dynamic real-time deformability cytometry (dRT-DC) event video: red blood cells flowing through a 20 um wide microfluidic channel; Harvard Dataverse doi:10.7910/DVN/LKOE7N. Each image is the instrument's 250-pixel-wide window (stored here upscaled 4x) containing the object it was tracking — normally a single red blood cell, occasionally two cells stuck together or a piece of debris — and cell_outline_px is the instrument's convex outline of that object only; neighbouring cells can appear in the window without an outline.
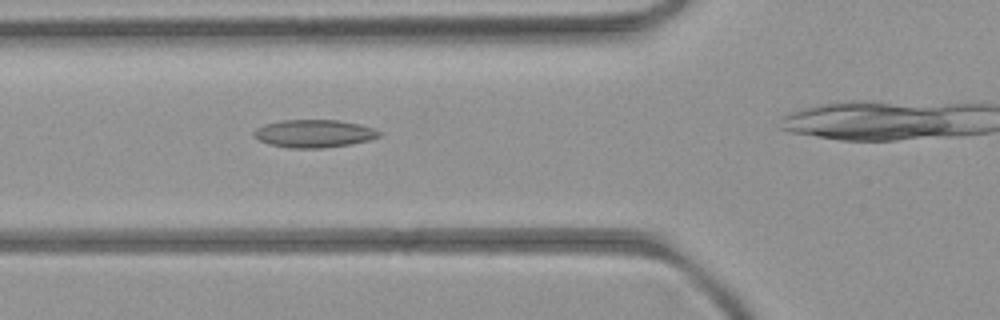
{"species": "common noctule bat (a hibernating species)", "species_latin": "Nyctalus noctula", "temperature_condition": "room temperature", "stored_images_in_passage": 4, "camera_frame_rate_fps": 3000, "um_per_image_px": 0.085, "animal": {"sex": "female", "body_mass_g": 21.9}, "frame": {"image": 1, "passage_image": 3, "time_ms": 2.0, "image_size_px": [1000, 320], "cell_outline_px": [[380, 136], [368, 140], [348, 144], [324, 148], [288, 148], [268, 144], [252, 136], [252, 132], [256, 128], [264, 124], [280, 120], [336, 120], [360, 124], [372, 128], [380, 132]], "centroid_in_image_um": [26.62, 11.35], "position_along_channel_um": 99.2, "area_um2": 20.29}}